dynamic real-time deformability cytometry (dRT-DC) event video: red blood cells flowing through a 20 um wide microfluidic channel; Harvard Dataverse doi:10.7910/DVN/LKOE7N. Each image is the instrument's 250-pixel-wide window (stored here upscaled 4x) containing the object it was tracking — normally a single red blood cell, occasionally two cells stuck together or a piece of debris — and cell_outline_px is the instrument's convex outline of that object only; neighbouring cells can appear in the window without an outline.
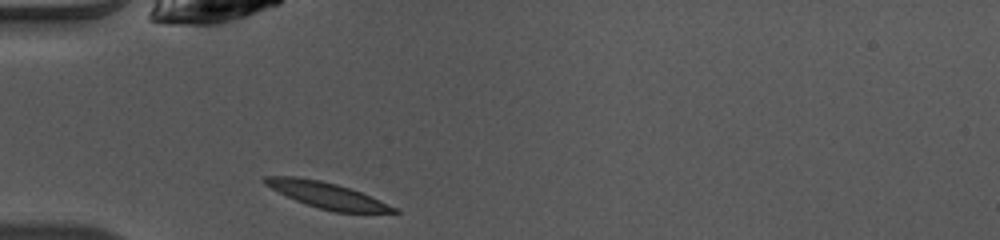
{"species": "common noctule bat (a hibernating species)", "species_latin": "Nyctalus noctula", "temperature_condition": "warm", "stored_images_in_passage": 36, "camera_frame_rate_fps": 3000, "um_per_image_px": 0.085, "animal": {"sex": "female", "body_mass_g": 10.0, "forearm_length_mm": 53.1}, "frame": {"image": 1, "passage_image": 1, "time_ms": 0.0, "image_size_px": [1000, 240], "cell_outline_px": [[400, 212], [336, 212], [320, 208], [296, 200], [264, 184], [260, 180], [264, 176], [296, 176], [320, 180], [336, 184], [360, 192], [396, 208]], "centroid_in_image_um": [27.72, 16.57], "position_along_channel_um": 57.3, "area_um2": 18.9}}
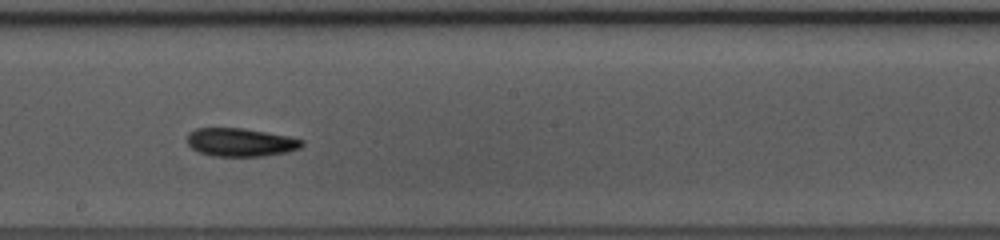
{"frame": {"image": 2, "passage_image": 14, "time_ms": 4.333, "image_size_px": [1000, 240], "cell_outline_px": [[304, 144], [300, 148], [288, 152], [264, 156], [212, 156], [200, 152], [192, 148], [188, 144], [188, 132], [196, 128], [244, 128], [288, 136], [304, 140]], "centroid_in_image_um": [20.47, 12.09], "position_along_channel_um": 227.7, "area_um2": 18.96}}
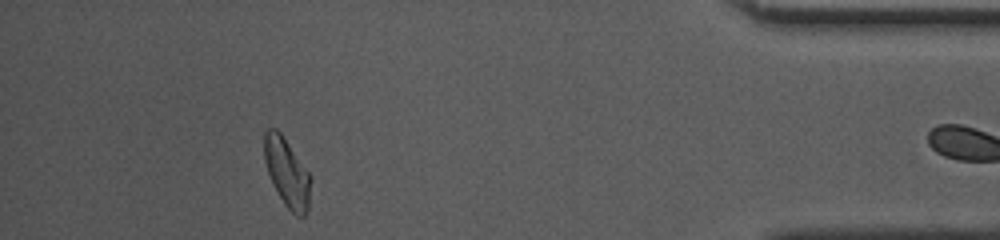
{"frame": {"image": 3, "passage_image": 31, "time_ms": 10.0, "image_size_px": [1000, 240], "cell_outline_px": [[312, 176], [308, 208], [304, 216], [296, 216], [284, 204], [268, 172], [264, 160], [264, 132], [268, 128], [276, 128], [280, 132]], "centroid_in_image_um": [24.41, 14.65], "position_along_channel_um": 410.8, "area_um2": 18.38}, "authors_computed_cell_mechanics": {"area_um2": 18.5827, "velocity_mm_per_s": 4.069, "shape_relaxation_time_tau1_ms": 6.5954, "shape_relaxation_time_tau2_ms": null, "deformation_change_tau1": 0.2013, "deformation_change_tau2": null}}